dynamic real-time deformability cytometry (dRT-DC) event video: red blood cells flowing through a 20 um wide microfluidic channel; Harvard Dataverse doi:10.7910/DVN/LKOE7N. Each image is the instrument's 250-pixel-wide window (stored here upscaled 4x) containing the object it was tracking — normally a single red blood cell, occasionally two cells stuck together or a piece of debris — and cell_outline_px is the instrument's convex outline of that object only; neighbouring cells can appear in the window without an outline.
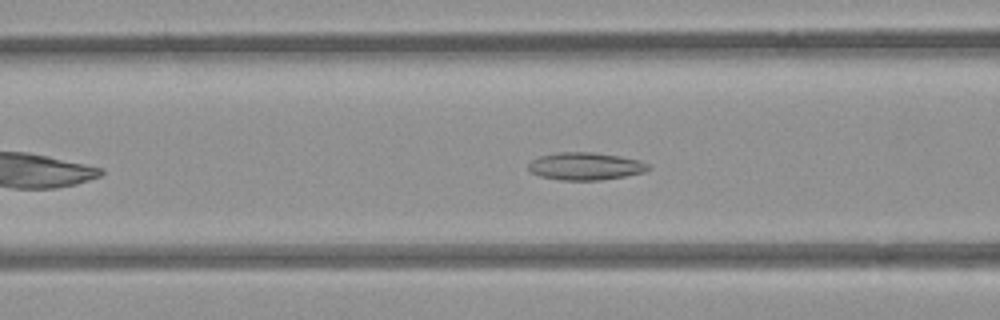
{"species": "common noctule bat (a hibernating species)", "species_latin": "Nyctalus noctula", "temperature_condition": "room temperature", "stored_images_in_passage": 38, "camera_frame_rate_fps": 3000, "um_per_image_px": 0.085, "animal": {"sex": "female", "body_mass_g": 21.9}, "frame": {"image": 1, "passage_image": 5, "time_ms": 1.333, "image_size_px": [1000, 320], "cell_outline_px": [[652, 168], [644, 172], [624, 176], [600, 180], [560, 180], [540, 176], [528, 172], [528, 164], [532, 160], [540, 156], [556, 152], [592, 152], [620, 156], [640, 160], [652, 164]], "centroid_in_image_um": [49.77, 14.12], "position_along_channel_um": 116.8, "area_um2": 19.48}}
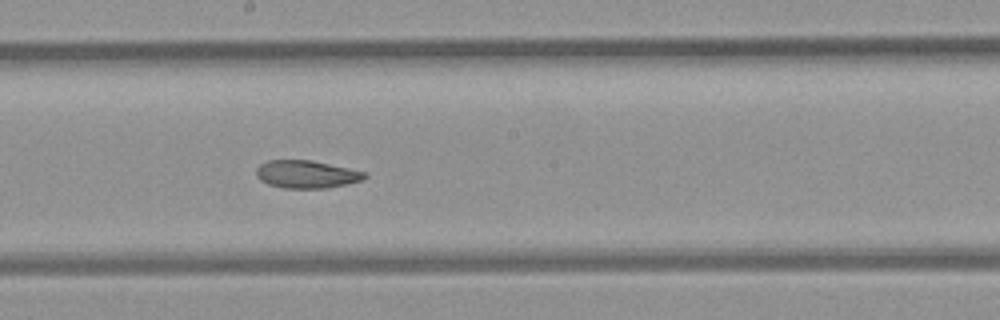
{"frame": {"image": 2, "passage_image": 13, "time_ms": 4.0, "image_size_px": [1000, 320], "cell_outline_px": [[368, 176], [360, 180], [328, 188], [284, 188], [268, 184], [260, 180], [256, 176], [256, 168], [260, 164], [268, 160], [312, 160], [368, 172]], "centroid_in_image_um": [26.04, 14.8], "position_along_channel_um": 222.2, "area_um2": 17.57}}
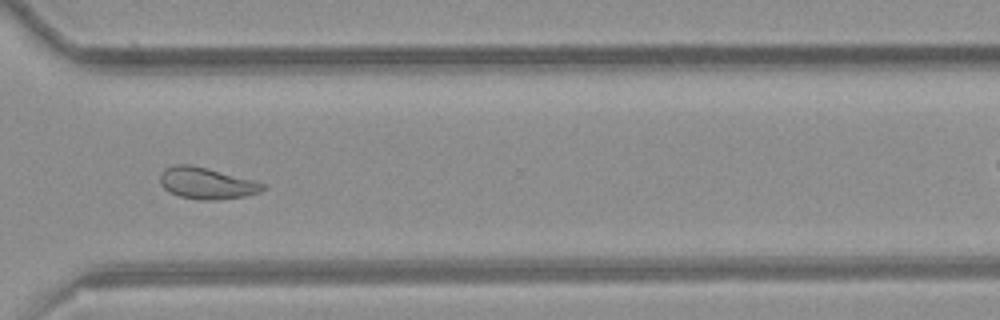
{"frame": {"image": 3, "passage_image": 23, "time_ms": 7.333, "image_size_px": [1000, 320], "cell_outline_px": [[264, 188], [260, 192], [244, 196], [216, 200], [200, 200], [180, 196], [168, 192], [160, 184], [160, 176], [164, 168], [172, 164], [188, 164], [256, 180], [264, 184]], "centroid_in_image_um": [17.53, 15.57], "position_along_channel_um": 353.1, "area_um2": 18.84}, "authors_computed_cell_mechanics": {"area_um2": 18.8428, "velocity_mm_per_s": 3.94, "shape_relaxation_time_tau1_ms": null, "shape_relaxation_time_tau2_ms": 2.8013, "deformation_change_tau1": null, "deformation_change_tau2": 0.0673}}